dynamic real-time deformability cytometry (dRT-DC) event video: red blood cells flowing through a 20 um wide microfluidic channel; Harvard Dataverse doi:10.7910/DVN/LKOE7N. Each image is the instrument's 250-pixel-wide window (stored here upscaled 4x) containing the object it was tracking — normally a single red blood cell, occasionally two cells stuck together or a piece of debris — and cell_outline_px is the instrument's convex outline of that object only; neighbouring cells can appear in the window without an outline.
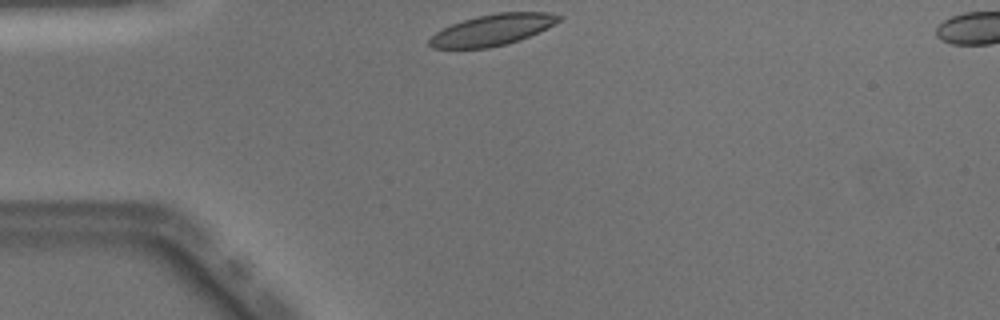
{"species": "Egyptian fruit bat (a non-hibernating species)", "species_latin": "Rousettus aegyptiacus", "temperature_condition": "warm", "stored_images_in_passage": 38, "camera_frame_rate_fps": 3000, "um_per_image_px": 0.085, "animal": {"sex": "male"}, "frame": {"image": 1, "passage_image": 1, "time_ms": 0.0, "image_size_px": [1000, 320], "cell_outline_px": [[564, 20], [520, 40], [508, 44], [488, 48], [432, 48], [428, 44], [428, 40], [436, 32], [452, 24], [476, 16], [496, 12], [548, 12], [564, 16]], "centroid_in_image_um": [41.91, 2.53], "position_along_channel_um": 43.1, "area_um2": 23.64}}
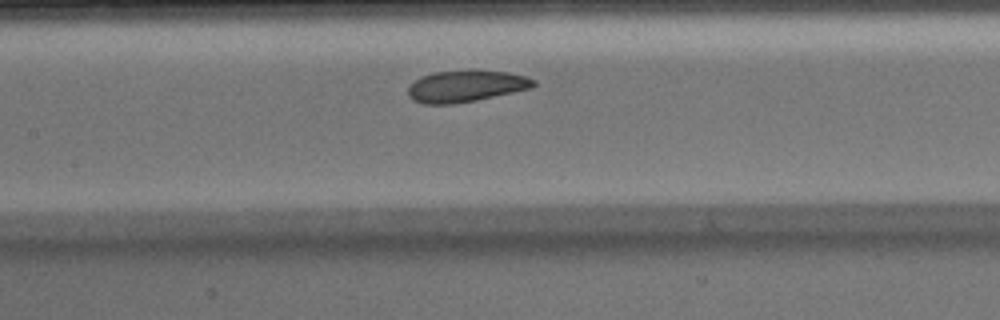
{"frame": {"image": 2, "passage_image": 12, "time_ms": 3.667, "image_size_px": [1000, 320], "cell_outline_px": [[536, 84], [532, 88], [476, 100], [456, 104], [424, 104], [412, 100], [408, 96], [408, 88], [420, 76], [432, 72], [508, 72], [524, 76], [536, 80]], "centroid_in_image_um": [39.58, 7.36], "position_along_channel_um": 167.8, "area_um2": 22.6}}
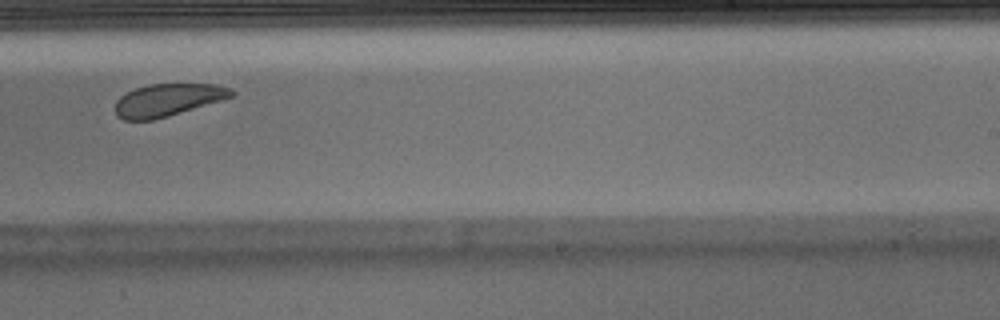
{"frame": {"image": 3, "passage_image": 20, "time_ms": 6.333, "image_size_px": [1000, 320], "cell_outline_px": [[236, 96], [168, 116], [152, 120], [124, 120], [116, 116], [116, 100], [120, 96], [136, 88], [148, 84], [216, 84], [232, 88], [236, 92]], "centroid_in_image_um": [14.3, 8.49], "position_along_channel_um": 274.7, "area_um2": 22.08}, "authors_computed_cell_mechanics": {"area_um2": 24.0448, "velocity_mm_per_s": 4.0248, "shape_relaxation_time_tau1_ms": 3.8641, "shape_relaxation_time_tau2_ms": 2.5816, "deformation_change_tau1": 0.1013, "deformation_change_tau2": 0.0935}}